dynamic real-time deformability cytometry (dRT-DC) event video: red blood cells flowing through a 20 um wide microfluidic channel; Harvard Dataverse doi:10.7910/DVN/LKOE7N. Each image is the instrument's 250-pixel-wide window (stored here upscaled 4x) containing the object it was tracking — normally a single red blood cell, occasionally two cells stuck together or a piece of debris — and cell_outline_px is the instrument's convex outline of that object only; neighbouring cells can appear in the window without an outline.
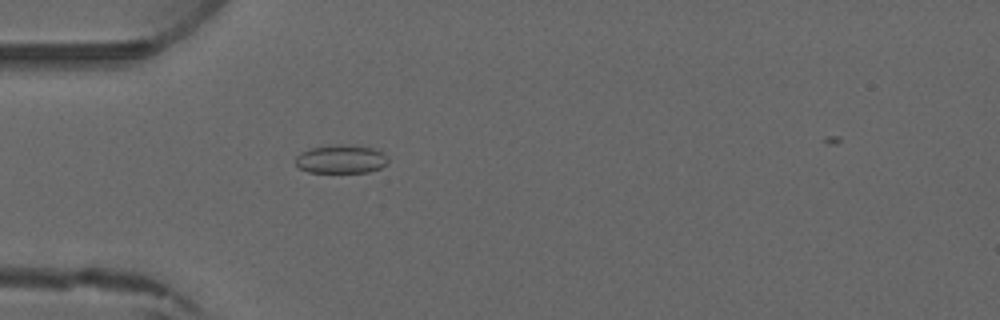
{"species": "common noctule bat (a hibernating species)", "species_latin": "Nyctalus noctula", "temperature_condition": "warm", "stored_images_in_passage": 3, "camera_frame_rate_fps": 3000, "um_per_image_px": 0.085, "animal": {"sex": "male", "forearm_length_mm": 52.5}, "frame": {"image": 1, "passage_image": 3, "time_ms": 4.0, "image_size_px": [1000, 320], "cell_outline_px": [[388, 164], [380, 168], [368, 172], [308, 172], [300, 168], [296, 164], [296, 156], [300, 152], [312, 148], [336, 144], [356, 144], [372, 148], [384, 152], [388, 160]], "centroid_in_image_um": [29.02, 13.51], "position_along_channel_um": 56.0, "area_um2": 15.55}}